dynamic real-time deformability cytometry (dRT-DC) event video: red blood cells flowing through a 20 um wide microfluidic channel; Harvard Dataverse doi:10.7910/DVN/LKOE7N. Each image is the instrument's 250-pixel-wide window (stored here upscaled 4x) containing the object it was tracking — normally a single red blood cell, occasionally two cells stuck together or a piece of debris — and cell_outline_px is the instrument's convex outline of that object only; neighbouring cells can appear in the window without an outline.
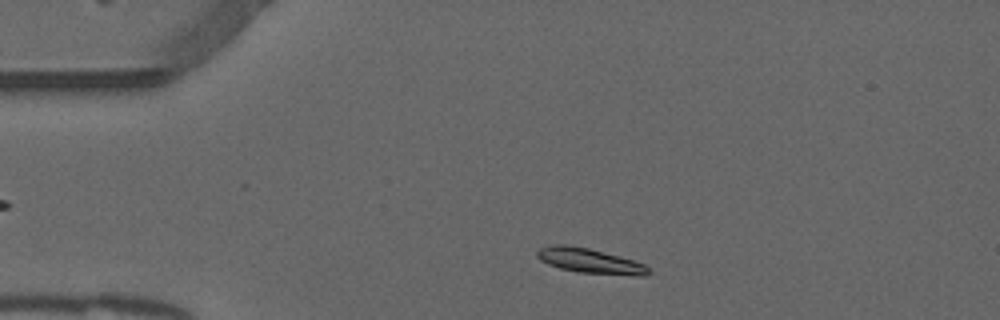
{"species": "common noctule bat (a hibernating species)", "species_latin": "Nyctalus noctula", "temperature_condition": "warm", "stored_images_in_passage": 5, "camera_frame_rate_fps": 3000, "um_per_image_px": 0.085, "animal": {"sex": "male", "forearm_length_mm": 52.5}, "frame": {"image": 1, "passage_image": 2, "time_ms": 0.333, "image_size_px": [1000, 320], "cell_outline_px": [[652, 272], [644, 276], [636, 276], [576, 272], [560, 268], [548, 264], [540, 260], [536, 256], [536, 252], [540, 248], [552, 244], [564, 244], [588, 248], [636, 260], [644, 264]], "centroid_in_image_um": [50.16, 22.18], "position_along_channel_um": 34.8, "area_um2": 16.36}}